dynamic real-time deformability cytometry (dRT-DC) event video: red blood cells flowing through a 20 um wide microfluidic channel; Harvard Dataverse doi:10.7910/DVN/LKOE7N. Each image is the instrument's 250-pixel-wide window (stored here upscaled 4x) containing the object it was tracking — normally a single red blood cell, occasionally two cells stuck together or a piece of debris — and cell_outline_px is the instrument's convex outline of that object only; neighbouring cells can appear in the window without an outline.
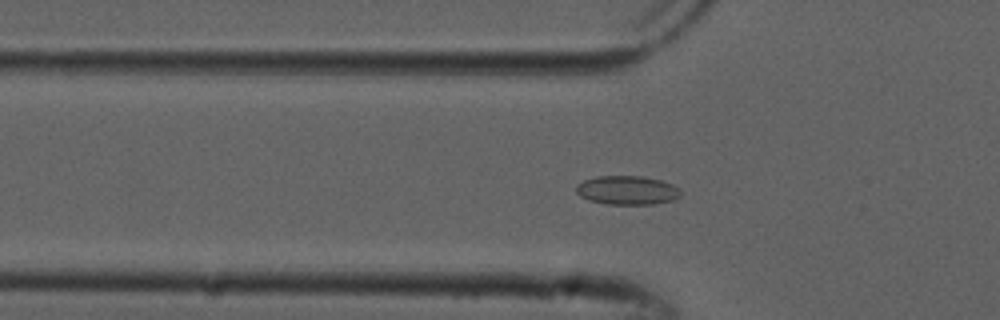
{"species": "common noctule bat (a hibernating species)", "species_latin": "Nyctalus noctula", "temperature_condition": "cold", "stored_images_in_passage": 54, "camera_frame_rate_fps": 3000, "um_per_image_px": 0.085, "animal": {"sex": "male", "forearm_length_mm": 52.5}, "frame": {"image": 1, "passage_image": 18, "time_ms": 5.667, "image_size_px": [1000, 320], "cell_outline_px": [[680, 196], [672, 200], [652, 204], [608, 204], [588, 200], [580, 196], [576, 192], [576, 184], [584, 180], [596, 176], [640, 176], [660, 180], [672, 184], [680, 188]], "centroid_in_image_um": [53.28, 16.16], "position_along_channel_um": 72.5, "area_um2": 17.57}}
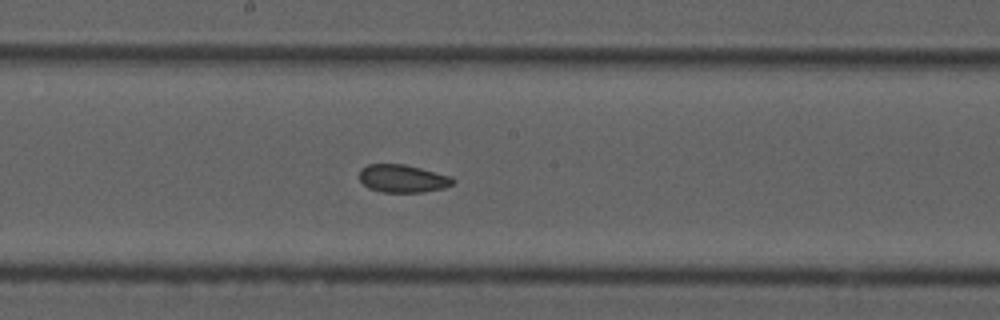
{"frame": {"image": 2, "passage_image": 29, "time_ms": 9.333, "image_size_px": [1000, 320], "cell_outline_px": [[456, 184], [444, 188], [424, 192], [380, 192], [368, 188], [360, 180], [360, 168], [368, 164], [404, 164], [452, 176], [456, 180]], "centroid_in_image_um": [34.26, 15.18], "position_along_channel_um": 213.9, "area_um2": 15.37}}
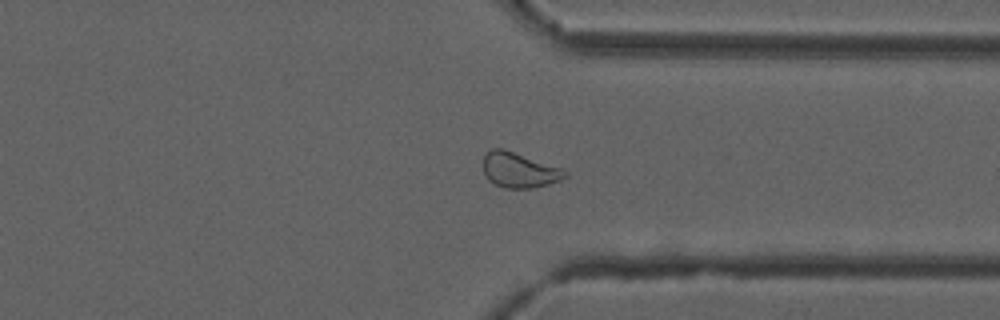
{"frame": {"image": 3, "passage_image": 41, "time_ms": 13.333, "image_size_px": [1000, 320], "cell_outline_px": [[568, 176], [560, 180], [548, 184], [532, 188], [504, 188], [488, 180], [484, 172], [484, 156], [492, 148], [504, 148], [560, 168], [568, 172]], "centroid_in_image_um": [44.13, 14.46], "position_along_channel_um": 367.3, "area_um2": 16.59}, "authors_computed_cell_mechanics": {"area_um2": 17.1377, "velocity_mm_per_s": 3.846, "shape_relaxation_time_tau1_ms": null, "shape_relaxation_time_tau2_ms": 1.7305, "deformation_change_tau1": null, "deformation_change_tau2": 0.0595}}